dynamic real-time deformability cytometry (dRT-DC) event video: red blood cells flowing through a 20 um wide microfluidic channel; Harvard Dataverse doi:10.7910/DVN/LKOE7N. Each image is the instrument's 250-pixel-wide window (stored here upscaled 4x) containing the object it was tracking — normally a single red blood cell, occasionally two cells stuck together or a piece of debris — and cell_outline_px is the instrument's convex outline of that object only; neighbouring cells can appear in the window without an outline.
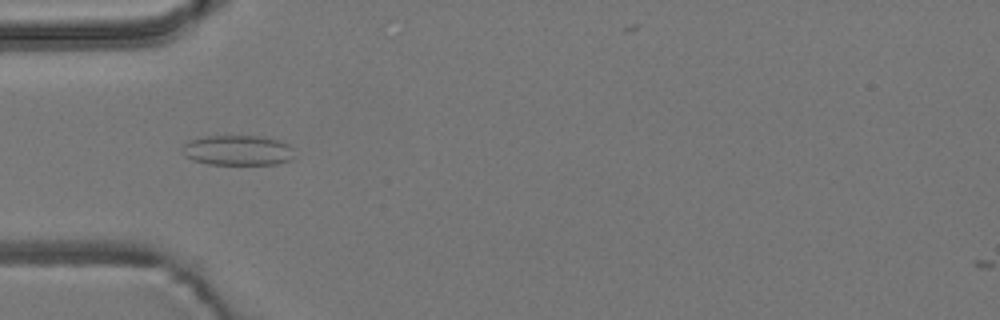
{"species": "common noctule bat (a hibernating species)", "species_latin": "Nyctalus noctula", "temperature_condition": "room temperature", "stored_images_in_passage": 6, "camera_frame_rate_fps": 3000, "um_per_image_px": 0.085, "animal": {"sex": "male", "body_mass_g": 19.2, "forearm_length_mm": 51.8}, "frame": {"image": 1, "passage_image": 4, "time_ms": 1.0, "image_size_px": [1000, 320], "cell_outline_px": [[292, 160], [276, 164], [208, 164], [192, 160], [184, 156], [184, 144], [188, 140], [204, 136], [264, 136], [280, 140], [288, 144], [292, 148]], "centroid_in_image_um": [20.21, 12.77], "position_along_channel_um": 64.8, "area_um2": 19.77}}
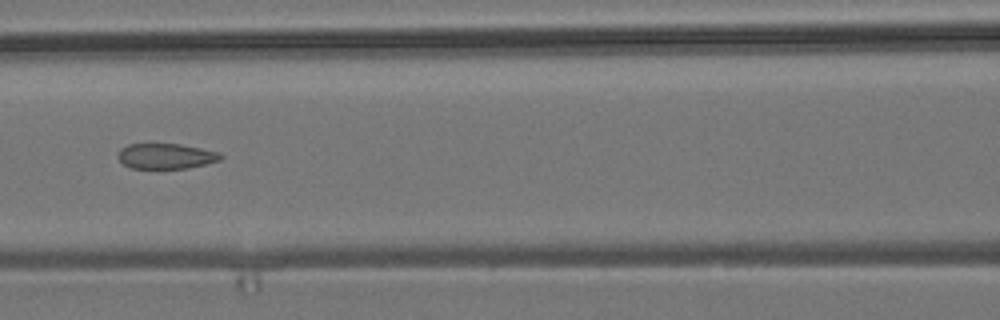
{"frame": {"image": 2, "passage_image": 6, "time_ms": 1.667, "image_size_px": [1000, 320], "cell_outline_px": [[224, 156], [220, 160], [188, 168], [132, 168], [124, 164], [116, 156], [120, 148], [128, 144], [180, 144], [220, 152]], "centroid_in_image_um": [14.1, 13.26], "position_along_channel_um": 152.5, "area_um2": 15.14}}